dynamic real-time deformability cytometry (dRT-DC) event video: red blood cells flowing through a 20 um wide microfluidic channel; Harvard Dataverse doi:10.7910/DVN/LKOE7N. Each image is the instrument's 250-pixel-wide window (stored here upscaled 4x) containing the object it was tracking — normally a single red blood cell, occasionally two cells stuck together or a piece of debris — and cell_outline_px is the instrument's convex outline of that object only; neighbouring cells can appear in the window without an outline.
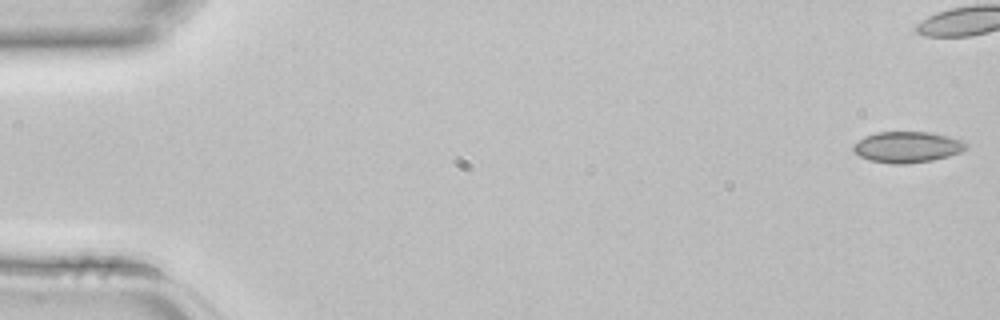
{"species": "common noctule bat (a hibernating species)", "species_latin": "Nyctalus noctula", "temperature_condition": "room temperature", "stored_images_in_passage": 5, "camera_frame_rate_fps": 3000, "um_per_image_px": 0.085, "animal": {"sex": "female", "body_mass_g": 22.7, "forearm_length_mm": 54.2}, "frame": {"image": 1, "passage_image": 1, "time_ms": 0.0, "image_size_px": [1000, 320], "cell_outline_px": [[968, 148], [960, 152], [948, 156], [932, 160], [904, 164], [892, 164], [868, 160], [852, 152], [852, 144], [864, 136], [876, 132], [928, 132], [964, 140], [968, 144]], "centroid_in_image_um": [77.08, 12.5], "position_along_channel_um": 7.9, "area_um2": 20.58}}